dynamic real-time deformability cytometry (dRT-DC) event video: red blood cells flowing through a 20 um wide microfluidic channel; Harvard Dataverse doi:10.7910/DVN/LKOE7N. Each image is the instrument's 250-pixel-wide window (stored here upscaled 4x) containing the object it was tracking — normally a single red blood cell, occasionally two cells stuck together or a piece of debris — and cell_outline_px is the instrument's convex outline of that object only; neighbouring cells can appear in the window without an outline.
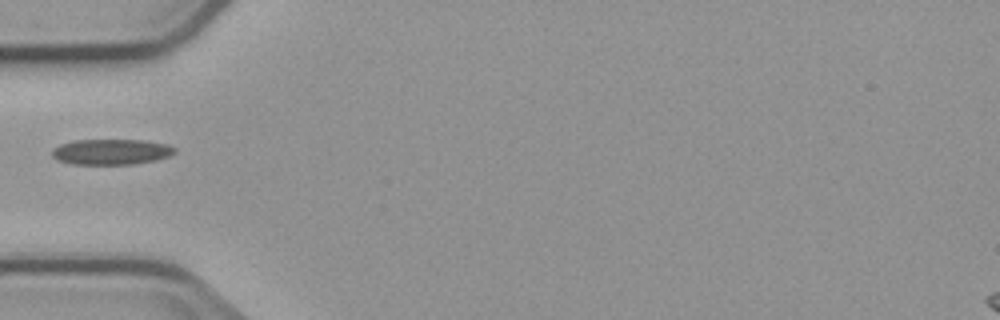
{"species": "common noctule bat (a hibernating species)", "species_latin": "Nyctalus noctula", "temperature_condition": "cold", "stored_images_in_passage": 4, "camera_frame_rate_fps": 3000, "um_per_image_px": 0.085, "animal": {"sex": "male", "body_mass_g": 23.1, "forearm_length_mm": 52.7}, "frame": {"image": 1, "passage_image": 3, "time_ms": 2.667, "image_size_px": [1000, 320], "cell_outline_px": [[176, 152], [168, 156], [156, 160], [132, 164], [72, 164], [56, 160], [52, 156], [52, 152], [60, 144], [76, 140], [144, 140], [168, 144], [176, 148]], "centroid_in_image_um": [9.48, 12.9], "position_along_channel_um": 75.5, "area_um2": 18.26}}
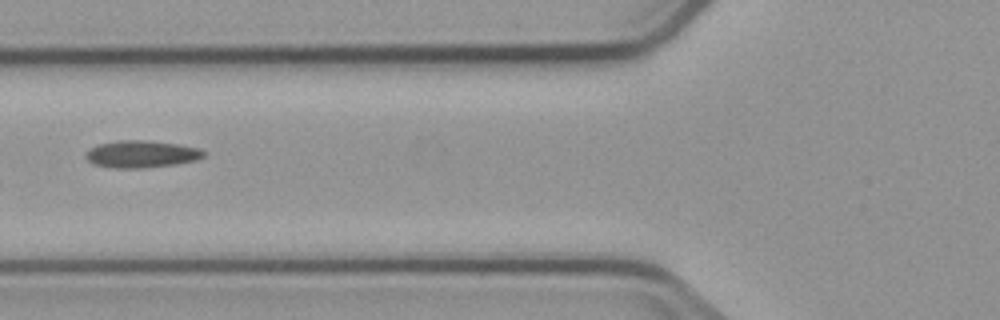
{"frame": {"image": 2, "passage_image": 4, "time_ms": 3.667, "image_size_px": [1000, 320], "cell_outline_px": [[208, 152], [204, 156], [196, 160], [176, 164], [144, 168], [112, 168], [92, 164], [84, 156], [96, 144], [116, 140], [144, 140], [176, 144], [200, 148]], "centroid_in_image_um": [12.03, 13.1], "position_along_channel_um": 113.8, "area_um2": 18.79}}